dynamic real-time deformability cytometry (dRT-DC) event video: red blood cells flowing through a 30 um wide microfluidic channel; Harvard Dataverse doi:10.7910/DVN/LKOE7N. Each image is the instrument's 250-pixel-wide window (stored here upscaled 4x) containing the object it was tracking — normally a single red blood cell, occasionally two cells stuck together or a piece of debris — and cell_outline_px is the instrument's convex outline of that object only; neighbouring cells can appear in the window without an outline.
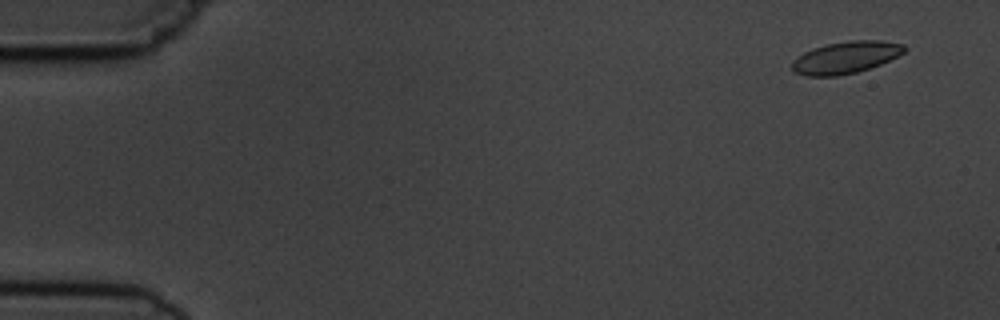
{"species": "common noctule bat (a hibernating species)", "species_latin": "Nyctalus noctula", "temperature_condition": "cold", "stored_images_in_passage": 10, "camera_frame_rate_fps": 3000, "um_per_image_px": 0.085, "animal": {"sex": "male", "body_mass_g": 19.5, "forearm_length_mm": 54.6}, "frame": {"image": 1, "passage_image": 1, "time_ms": 0.0, "image_size_px": [1000, 320], "cell_outline_px": [[908, 48], [904, 52], [880, 64], [856, 72], [836, 76], [804, 76], [792, 72], [792, 60], [804, 52], [812, 48], [828, 44], [848, 40], [880, 40], [904, 44]], "centroid_in_image_um": [71.85, 4.88], "position_along_channel_um": 13.1, "area_um2": 20.98}}
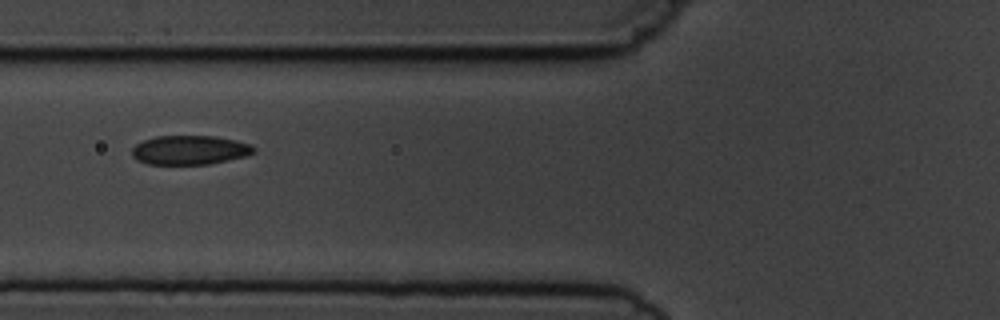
{"frame": {"image": 2, "passage_image": 6, "time_ms": 6.0, "image_size_px": [1000, 320], "cell_outline_px": [[256, 152], [244, 156], [228, 160], [208, 164], [148, 164], [132, 156], [132, 148], [136, 144], [144, 140], [156, 136], [216, 136], [236, 140], [252, 144], [256, 148]], "centroid_in_image_um": [16.17, 12.74], "position_along_channel_um": 109.6, "area_um2": 20.69}}
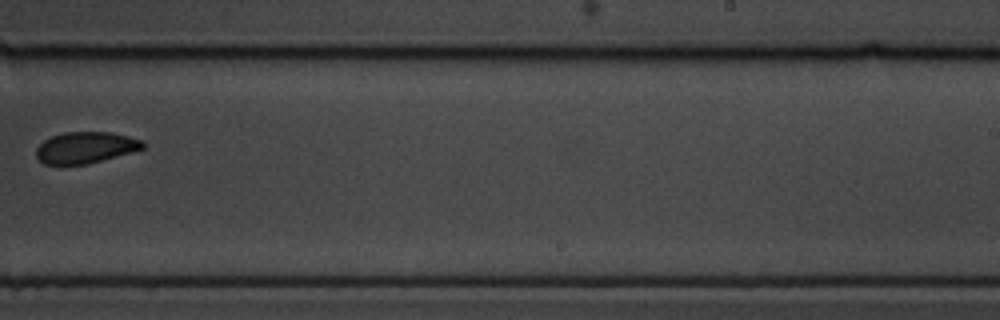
{"frame": {"image": 3, "passage_image": 10, "time_ms": 10.667, "image_size_px": [1000, 320], "cell_outline_px": [[144, 148], [132, 152], [88, 164], [44, 164], [36, 156], [36, 148], [44, 140], [52, 136], [64, 132], [112, 132], [144, 140]], "centroid_in_image_um": [7.29, 12.53], "position_along_channel_um": 281.7, "area_um2": 19.48}}